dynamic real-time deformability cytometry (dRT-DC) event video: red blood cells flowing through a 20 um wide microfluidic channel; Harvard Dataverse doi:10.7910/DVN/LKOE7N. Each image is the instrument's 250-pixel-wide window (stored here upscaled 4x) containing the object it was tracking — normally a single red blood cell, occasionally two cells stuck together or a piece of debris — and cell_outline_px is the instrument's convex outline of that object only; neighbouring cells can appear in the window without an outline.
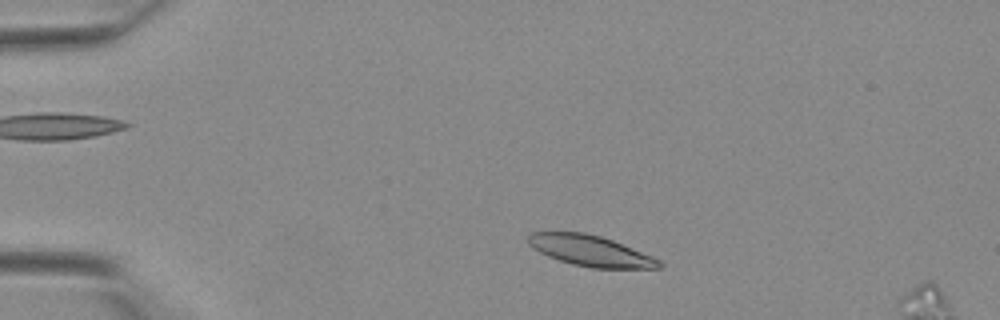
{"species": "Egyptian fruit bat (a non-hibernating species)", "species_latin": "Rousettus aegyptiacus", "temperature_condition": "warm", "stored_images_in_passage": 35, "camera_frame_rate_fps": 3000, "um_per_image_px": 0.085, "animal": {"sex": "female"}, "frame": {"image": 1, "passage_image": 1, "time_ms": 0.0, "image_size_px": [1000, 320], "cell_outline_px": [[664, 264], [660, 268], [592, 268], [572, 264], [548, 256], [540, 252], [528, 244], [528, 236], [532, 232], [584, 232], [600, 236], [612, 240], [652, 256], [660, 260]], "centroid_in_image_um": [50.2, 21.32], "position_along_channel_um": 34.8, "area_um2": 23.29}}
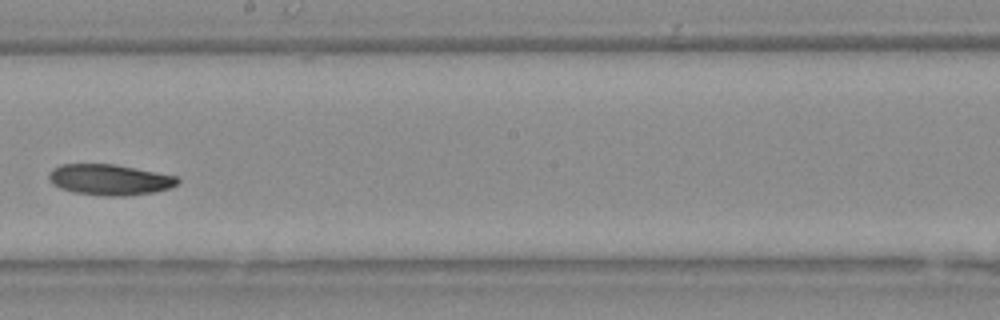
{"frame": {"image": 2, "passage_image": 17, "time_ms": 5.333, "image_size_px": [1000, 320], "cell_outline_px": [[180, 180], [176, 184], [168, 188], [156, 192], [128, 196], [100, 196], [72, 192], [60, 188], [52, 184], [48, 176], [48, 172], [52, 168], [60, 164], [116, 164], [176, 176]], "centroid_in_image_um": [9.28, 15.28], "position_along_channel_um": 238.9, "area_um2": 23.35}}
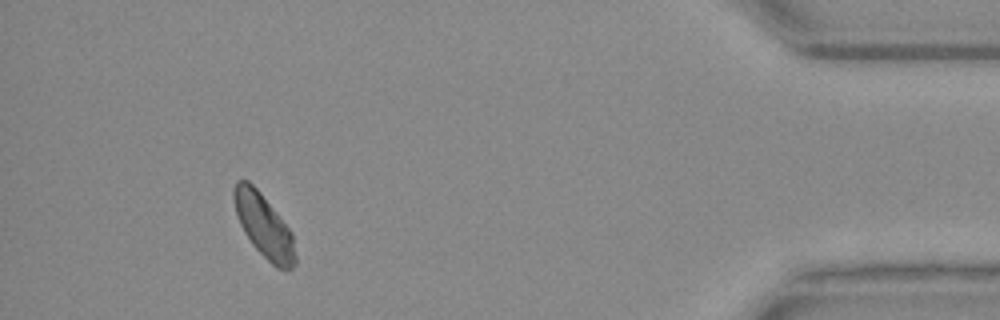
{"frame": {"image": 3, "passage_image": 31, "time_ms": 10.0, "image_size_px": [1000, 320], "cell_outline_px": [[296, 264], [288, 272], [276, 268], [252, 244], [244, 232], [240, 224], [236, 212], [232, 196], [232, 192], [236, 180], [248, 180], [260, 192], [292, 232], [296, 256]], "centroid_in_image_um": [22.44, 19.22], "position_along_channel_um": 412.8, "area_um2": 22.66}}